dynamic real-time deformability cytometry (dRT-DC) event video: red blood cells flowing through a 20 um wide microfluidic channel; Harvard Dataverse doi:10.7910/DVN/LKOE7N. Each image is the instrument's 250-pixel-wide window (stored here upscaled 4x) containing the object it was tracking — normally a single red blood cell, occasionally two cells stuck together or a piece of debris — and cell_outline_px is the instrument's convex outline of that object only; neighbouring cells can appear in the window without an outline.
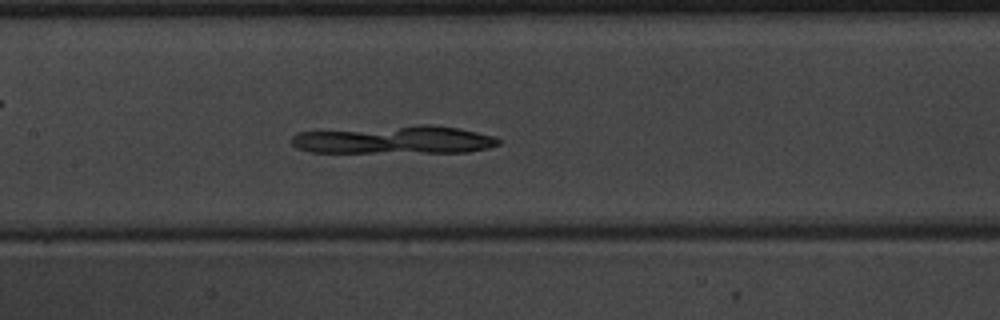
{"species": "common noctule bat (a hibernating species)", "species_latin": "Nyctalus noctula", "temperature_condition": "warm", "stored_images_in_passage": 53, "camera_frame_rate_fps": 3000, "um_per_image_px": 0.085, "animal": {"sex": "male", "body_mass_g": 20.1, "forearm_length_mm": 53.5}, "frame": {"image": 1, "passage_image": 26, "time_ms": 8.333, "image_size_px": [1000, 320], "cell_outline_px": [[500, 144], [488, 148], [468, 152], [312, 152], [296, 148], [292, 144], [292, 136], [296, 132], [416, 124], [432, 124], [460, 128], [496, 136], [500, 140]], "centroid_in_image_um": [33.56, 11.87], "position_along_channel_um": 173.8, "area_um2": 34.22}}
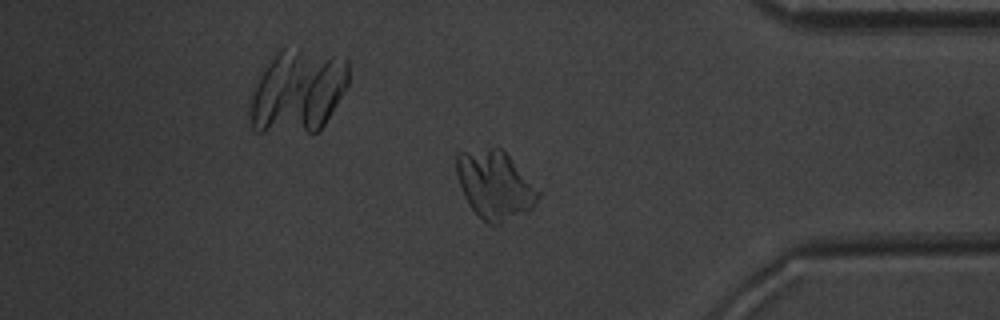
{"frame": {"image": 2, "passage_image": 44, "time_ms": 14.333, "image_size_px": [1000, 320], "cell_outline_px": [[540, 196], [536, 204], [528, 212], [500, 224], [488, 224], [468, 204], [464, 196], [456, 172], [456, 152], [492, 148], [500, 148], [508, 156], [540, 192]], "centroid_in_image_um": [42.05, 15.74], "position_along_channel_um": 393.1, "area_um2": 32.08}}